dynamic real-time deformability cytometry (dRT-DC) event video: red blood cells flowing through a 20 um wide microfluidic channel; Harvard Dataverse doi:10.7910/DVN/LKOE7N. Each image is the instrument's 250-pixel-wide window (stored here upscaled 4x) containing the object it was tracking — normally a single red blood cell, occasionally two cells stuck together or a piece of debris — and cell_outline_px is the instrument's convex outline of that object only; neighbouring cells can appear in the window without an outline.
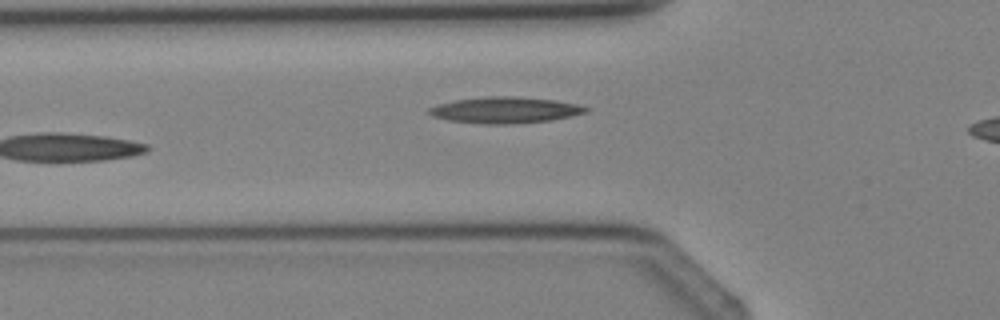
{"species": "Egyptian fruit bat (a non-hibernating species)", "species_latin": "Rousettus aegyptiacus", "temperature_condition": "cold", "stored_images_in_passage": 5, "camera_frame_rate_fps": 3000, "um_per_image_px": 0.085, "animal": {"sex": "female"}, "frame": {"image": 1, "passage_image": 4, "time_ms": 3.333, "image_size_px": [1000, 320], "cell_outline_px": [[592, 108], [588, 112], [572, 116], [552, 120], [516, 124], [480, 124], [448, 120], [432, 116], [428, 112], [428, 108], [436, 104], [456, 100], [488, 96], [508, 96], [556, 100], [576, 104]], "centroid_in_image_um": [42.95, 9.36], "position_along_channel_um": 82.9, "area_um2": 24.16}}